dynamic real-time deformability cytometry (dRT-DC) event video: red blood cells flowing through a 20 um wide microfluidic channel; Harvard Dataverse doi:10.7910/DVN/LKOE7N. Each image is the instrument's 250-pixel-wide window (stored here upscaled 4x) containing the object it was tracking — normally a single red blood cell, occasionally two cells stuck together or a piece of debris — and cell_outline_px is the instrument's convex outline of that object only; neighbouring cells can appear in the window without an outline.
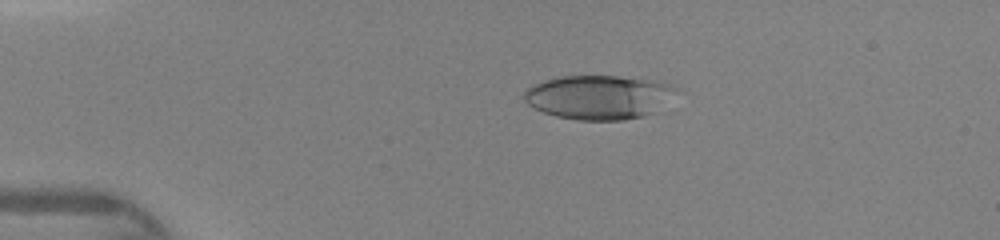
{"species": "human", "species_latin": "Homo sapiens", "temperature_condition": "warm", "stored_images_in_passage": 43, "camera_frame_rate_fps": 3000, "um_per_image_px": 0.085, "donor": {"sex": "female"}, "frame": {"image": 1, "passage_image": 7, "time_ms": 2.0, "image_size_px": [1000, 240], "cell_outline_px": [[684, 92], [652, 112], [644, 116], [624, 120], [576, 120], [556, 116], [532, 108], [524, 100], [524, 92], [532, 84], [544, 80], [560, 76], [616, 76], [656, 80], [672, 84], [680, 88]], "centroid_in_image_um": [50.97, 8.25], "position_along_channel_um": 34.0, "area_um2": 39.77}}
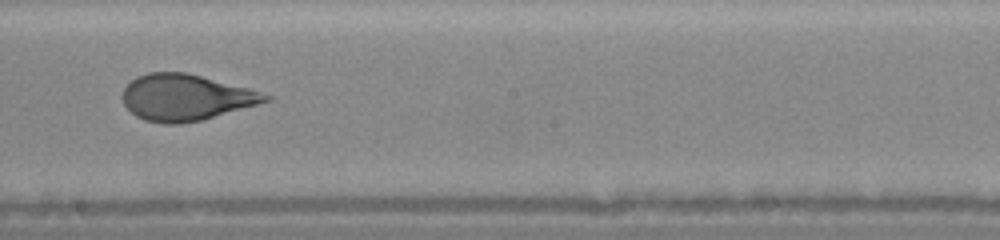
{"frame": {"image": 2, "passage_image": 24, "time_ms": 7.667, "image_size_px": [1000, 240], "cell_outline_px": [[272, 100], [200, 120], [180, 124], [164, 124], [144, 120], [136, 116], [124, 104], [124, 88], [136, 76], [148, 72], [184, 72], [248, 88], [272, 96]], "centroid_in_image_um": [15.77, 8.28], "position_along_channel_um": 232.4, "area_um2": 37.97}}
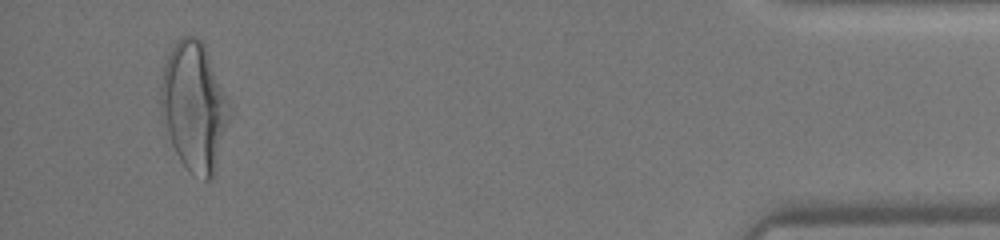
{"frame": {"image": 3, "passage_image": 41, "time_ms": 13.333, "image_size_px": [1000, 240], "cell_outline_px": [[232, 112], [216, 168], [212, 180], [204, 180], [188, 172], [180, 160], [172, 144], [160, 112], [160, 84], [164, 68], [168, 56], [176, 40], [180, 36], [196, 36], [204, 44], [232, 104]], "centroid_in_image_um": [16.53, 9.06], "position_along_channel_um": 418.7, "area_um2": 52.14}}